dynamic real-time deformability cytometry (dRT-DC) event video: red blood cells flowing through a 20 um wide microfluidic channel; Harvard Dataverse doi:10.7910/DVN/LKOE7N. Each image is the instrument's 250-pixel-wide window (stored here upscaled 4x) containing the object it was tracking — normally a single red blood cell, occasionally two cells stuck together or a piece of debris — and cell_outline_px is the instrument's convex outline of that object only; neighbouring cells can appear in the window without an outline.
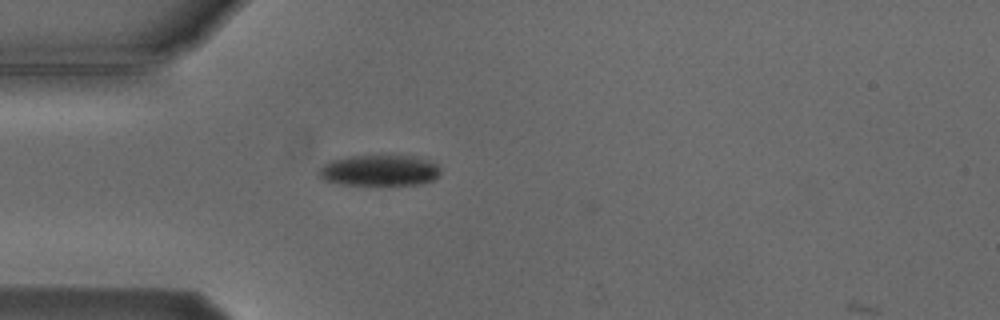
{"species": "Egyptian fruit bat (a non-hibernating species)", "species_latin": "Rousettus aegyptiacus", "temperature_condition": "cold", "stored_images_in_passage": 3, "camera_frame_rate_fps": 3000, "um_per_image_px": 0.085, "animal": {"sex": "male"}, "frame": {"image": 1, "passage_image": 2, "time_ms": 1.333, "image_size_px": [1000, 320], "cell_outline_px": [[440, 176], [436, 180], [424, 184], [340, 184], [320, 180], [316, 172], [328, 160], [352, 156], [412, 156], [428, 160], [440, 164]], "centroid_in_image_um": [32.26, 14.49], "position_along_channel_um": 52.7, "area_um2": 22.25}}